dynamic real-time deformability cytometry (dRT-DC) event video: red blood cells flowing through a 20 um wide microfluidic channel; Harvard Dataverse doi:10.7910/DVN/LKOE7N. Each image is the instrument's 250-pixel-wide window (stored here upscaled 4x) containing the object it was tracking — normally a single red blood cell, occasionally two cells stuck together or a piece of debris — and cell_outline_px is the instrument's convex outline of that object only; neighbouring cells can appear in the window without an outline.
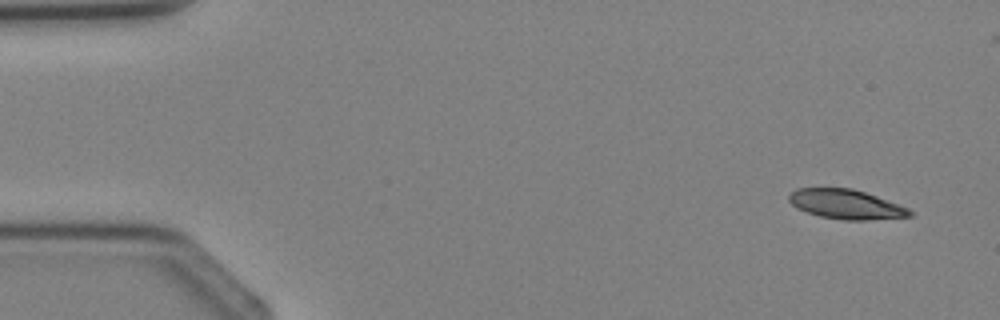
{"species": "Egyptian fruit bat (a non-hibernating species)", "species_latin": "Rousettus aegyptiacus", "temperature_condition": "cold", "stored_images_in_passage": 3, "camera_frame_rate_fps": 3000, "um_per_image_px": 0.085, "animal": {"sex": "female"}, "frame": {"image": 1, "passage_image": 1, "time_ms": 0.0, "image_size_px": [1000, 320], "cell_outline_px": [[912, 216], [864, 220], [844, 220], [820, 216], [796, 208], [788, 200], [788, 196], [796, 188], [852, 188], [876, 196], [908, 208], [912, 212]], "centroid_in_image_um": [71.88, 17.36], "position_along_channel_um": 13.1, "area_um2": 20.52}}
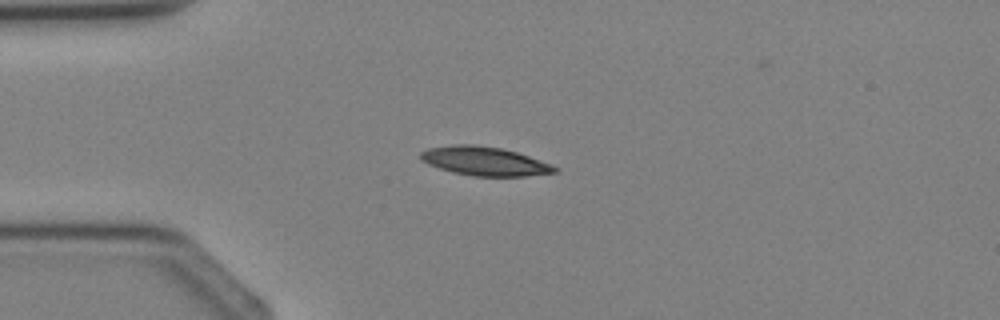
{"frame": {"image": 2, "passage_image": 3, "time_ms": 2.333, "image_size_px": [1000, 320], "cell_outline_px": [[560, 172], [524, 176], [472, 176], [452, 172], [428, 164], [420, 160], [420, 152], [428, 148], [452, 144], [472, 144], [500, 148], [516, 152], [552, 164], [560, 168]], "centroid_in_image_um": [41.2, 13.7], "position_along_channel_um": 43.8, "area_um2": 22.66}}